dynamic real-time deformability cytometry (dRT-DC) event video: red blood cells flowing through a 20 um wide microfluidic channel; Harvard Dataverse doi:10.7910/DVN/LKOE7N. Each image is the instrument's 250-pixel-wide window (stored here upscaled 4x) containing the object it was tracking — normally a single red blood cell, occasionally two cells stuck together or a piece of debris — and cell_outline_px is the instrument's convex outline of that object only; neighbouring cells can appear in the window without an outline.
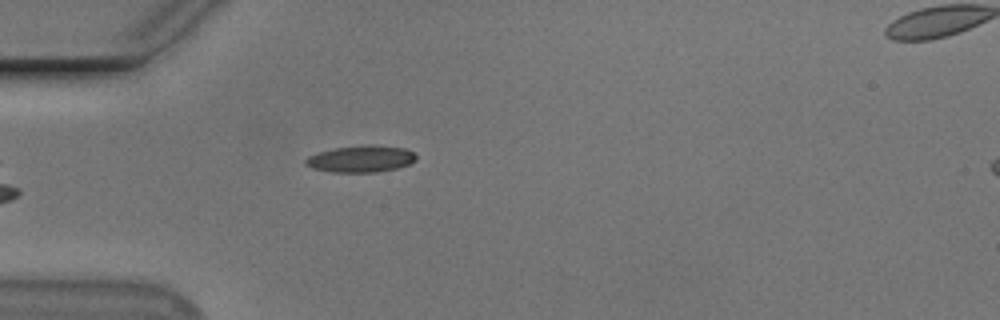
{"species": "Egyptian fruit bat (a non-hibernating species)", "species_latin": "Rousettus aegyptiacus", "temperature_condition": "cold", "stored_images_in_passage": 40, "camera_frame_rate_fps": 3000, "um_per_image_px": 0.085, "animal": {"sex": "male"}, "frame": {"image": 1, "passage_image": 2, "time_ms": 0.333, "image_size_px": [1000, 320], "cell_outline_px": [[416, 160], [408, 164], [396, 168], [376, 172], [332, 172], [312, 168], [304, 164], [304, 160], [308, 156], [320, 152], [336, 148], [368, 144], [404, 148], [412, 152], [416, 156]], "centroid_in_image_um": [30.66, 13.5], "position_along_channel_um": 54.3, "area_um2": 17.05}}
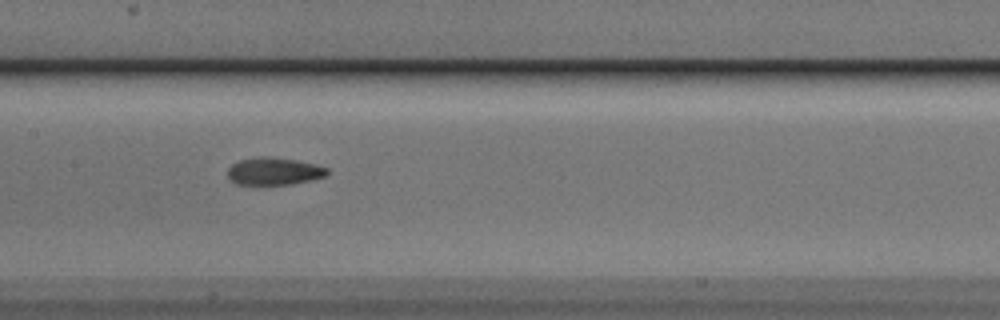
{"frame": {"image": 2, "passage_image": 13, "time_ms": 4.0, "image_size_px": [1000, 320], "cell_outline_px": [[328, 172], [324, 176], [312, 180], [292, 184], [236, 184], [228, 176], [228, 168], [232, 164], [240, 160], [260, 156], [268, 156], [296, 160], [316, 164], [328, 168]], "centroid_in_image_um": [23.3, 14.55], "position_along_channel_um": 184.1, "area_um2": 15.84}}
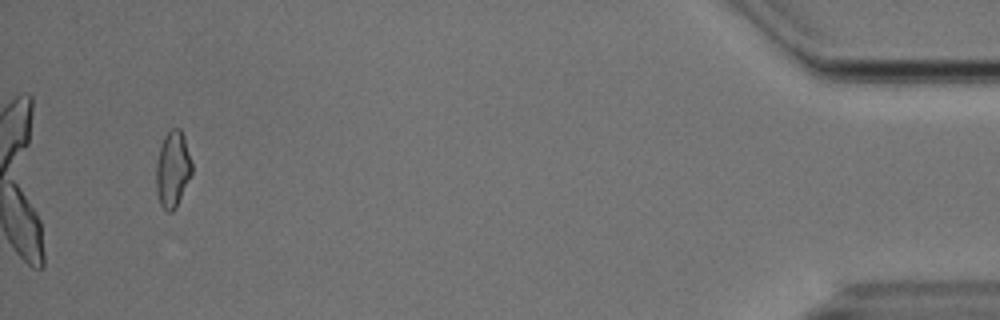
{"frame": {"image": 3, "passage_image": 38, "time_ms": 12.333, "image_size_px": [1000, 320], "cell_outline_px": [[192, 172], [176, 208], [172, 212], [168, 212], [160, 204], [156, 192], [156, 164], [160, 148], [164, 136], [172, 128], [180, 128], [184, 136], [192, 164]], "centroid_in_image_um": [14.67, 14.39], "position_along_channel_um": 420.5, "area_um2": 15.78}, "authors_computed_cell_mechanics": {"area_um2": 15.8661, "velocity_mm_per_s": 3.7633, "shape_relaxation_time_tau1_ms": 5.2113, "shape_relaxation_time_tau2_ms": 3.8767, "deformation_change_tau1": 0.1538, "deformation_change_tau2": 0.0989}}